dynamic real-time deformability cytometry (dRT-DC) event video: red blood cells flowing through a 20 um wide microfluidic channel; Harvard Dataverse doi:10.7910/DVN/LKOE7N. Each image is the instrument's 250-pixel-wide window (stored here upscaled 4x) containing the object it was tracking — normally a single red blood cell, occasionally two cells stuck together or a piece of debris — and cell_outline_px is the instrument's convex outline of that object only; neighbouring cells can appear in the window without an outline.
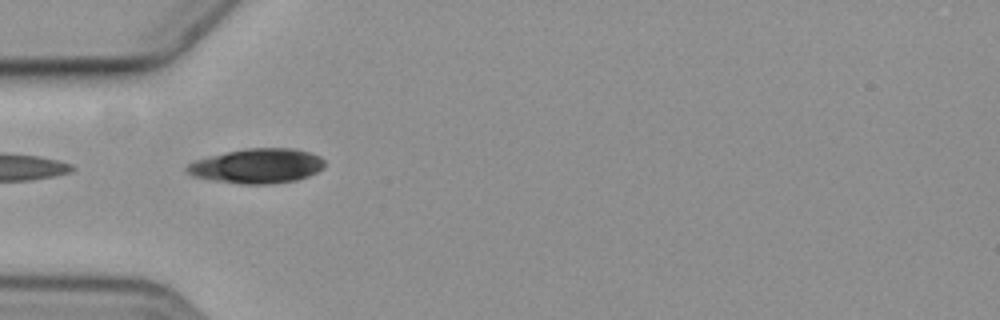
{"species": "common noctule bat (a hibernating species)", "species_latin": "Nyctalus noctula", "temperature_condition": "cold", "stored_images_in_passage": 2, "camera_frame_rate_fps": 3000, "um_per_image_px": 0.085, "animal": {"sex": "female", "body_mass_g": 19.3, "forearm_length_mm": 54.1}, "frame": {"image": 1, "passage_image": 1, "time_ms": 0.0, "image_size_px": [1000, 320], "cell_outline_px": [[324, 168], [308, 176], [296, 180], [268, 184], [240, 184], [212, 180], [192, 176], [184, 168], [188, 164], [196, 160], [244, 148], [292, 148], [308, 152], [320, 156], [324, 160]], "centroid_in_image_um": [21.87, 14.11], "position_along_channel_um": 63.1, "area_um2": 27.69}}